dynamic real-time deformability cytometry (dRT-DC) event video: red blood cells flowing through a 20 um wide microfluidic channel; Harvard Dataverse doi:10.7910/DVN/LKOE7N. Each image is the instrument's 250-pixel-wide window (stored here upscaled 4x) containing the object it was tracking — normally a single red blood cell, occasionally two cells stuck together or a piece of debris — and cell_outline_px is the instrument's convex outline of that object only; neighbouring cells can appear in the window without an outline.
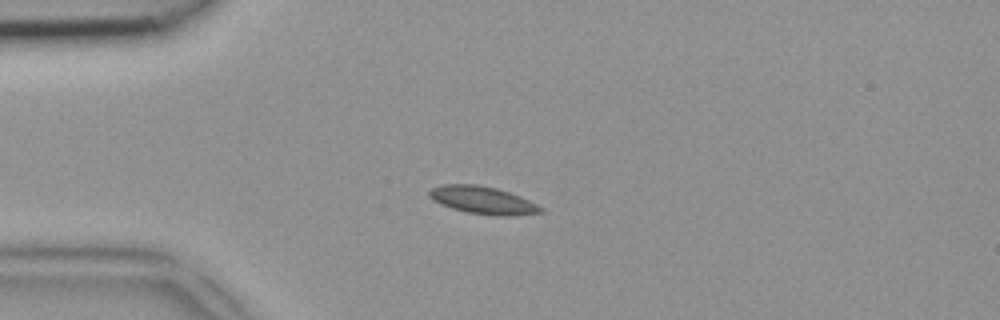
{"species": "common noctule bat (a hibernating species)", "species_latin": "Nyctalus noctula", "temperature_condition": "room temperature", "stored_images_in_passage": 36, "camera_frame_rate_fps": 3000, "um_per_image_px": 0.085, "animal": {"sex": "female", "body_mass_g": 18.4}, "frame": {"image": 1, "passage_image": 1, "time_ms": 0.0, "image_size_px": [1000, 320], "cell_outline_px": [[544, 212], [516, 216], [492, 216], [468, 212], [452, 208], [440, 204], [432, 200], [428, 196], [428, 192], [432, 188], [440, 184], [476, 184], [496, 188], [520, 196], [544, 208]], "centroid_in_image_um": [41.03, 17.02], "position_along_channel_um": 44.0, "area_um2": 18.09}}
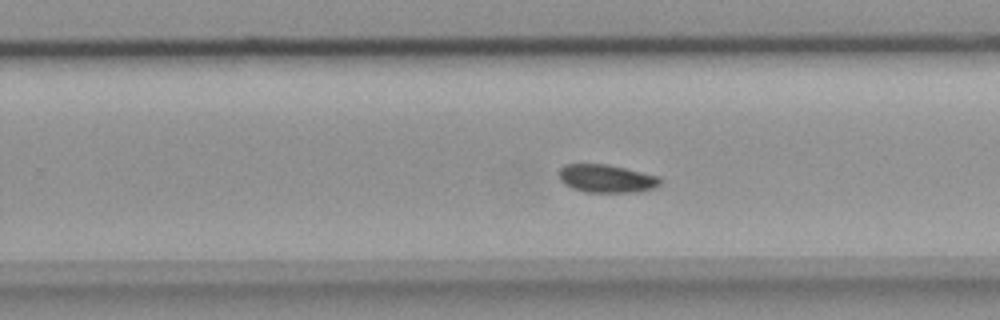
{"frame": {"image": 2, "passage_image": 19, "time_ms": 6.0, "image_size_px": [1000, 320], "cell_outline_px": [[660, 184], [652, 188], [640, 192], [588, 192], [572, 188], [564, 184], [560, 180], [560, 168], [564, 164], [608, 164], [660, 176]], "centroid_in_image_um": [51.56, 15.17], "position_along_channel_um": 278.2, "area_um2": 16.53}}
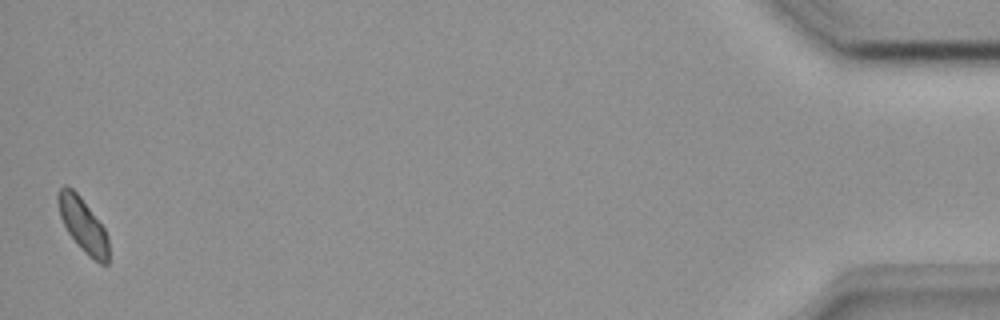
{"frame": {"image": 3, "passage_image": 36, "time_ms": 11.667, "image_size_px": [1000, 320], "cell_outline_px": [[108, 264], [100, 264], [84, 252], [80, 248], [68, 232], [60, 216], [56, 200], [56, 192], [64, 184], [72, 188], [80, 196], [104, 228], [108, 236]], "centroid_in_image_um": [7.03, 19.09], "position_along_channel_um": 428.2, "area_um2": 15.9}}